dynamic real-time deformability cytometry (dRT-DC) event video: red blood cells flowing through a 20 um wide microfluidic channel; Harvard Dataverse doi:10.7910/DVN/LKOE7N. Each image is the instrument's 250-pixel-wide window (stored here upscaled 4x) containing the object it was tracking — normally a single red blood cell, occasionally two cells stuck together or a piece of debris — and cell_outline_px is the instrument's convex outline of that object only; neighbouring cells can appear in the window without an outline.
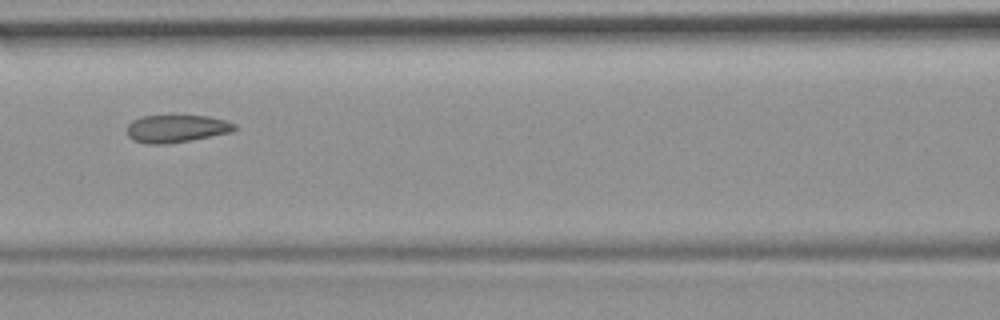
{"species": "common noctule bat (a hibernating species)", "species_latin": "Nyctalus noctula", "temperature_condition": "room temperature", "stored_images_in_passage": 12, "camera_frame_rate_fps": 3000, "um_per_image_px": 0.085, "animal": {"sex": "female", "body_mass_g": 19.9}, "frame": {"image": 1, "passage_image": 4, "time_ms": 1.0, "image_size_px": [1000, 320], "cell_outline_px": [[236, 128], [232, 132], [188, 140], [164, 144], [144, 144], [132, 140], [128, 136], [128, 124], [132, 120], [144, 116], [208, 116], [224, 120], [236, 124]], "centroid_in_image_um": [14.97, 10.93], "position_along_channel_um": 151.6, "area_um2": 17.11}}
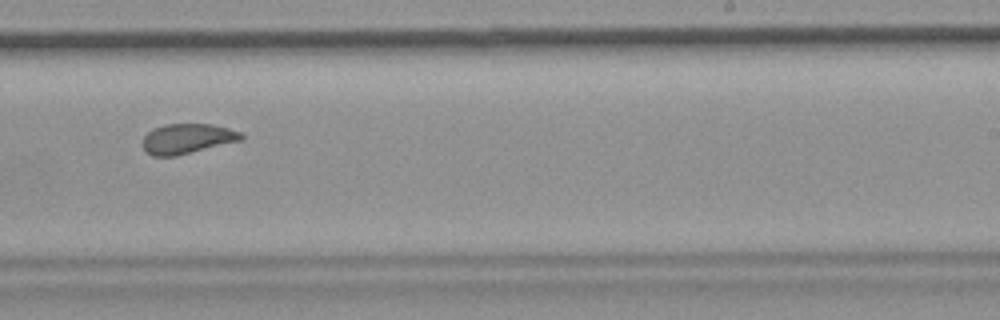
{"frame": {"image": 2, "passage_image": 7, "time_ms": 2.0, "image_size_px": [1000, 320], "cell_outline_px": [[244, 140], [176, 156], [152, 156], [144, 148], [144, 136], [152, 128], [164, 124], [212, 124], [228, 128], [240, 132], [244, 136]], "centroid_in_image_um": [15.95, 11.78], "position_along_channel_um": 273.1, "area_um2": 17.28}}